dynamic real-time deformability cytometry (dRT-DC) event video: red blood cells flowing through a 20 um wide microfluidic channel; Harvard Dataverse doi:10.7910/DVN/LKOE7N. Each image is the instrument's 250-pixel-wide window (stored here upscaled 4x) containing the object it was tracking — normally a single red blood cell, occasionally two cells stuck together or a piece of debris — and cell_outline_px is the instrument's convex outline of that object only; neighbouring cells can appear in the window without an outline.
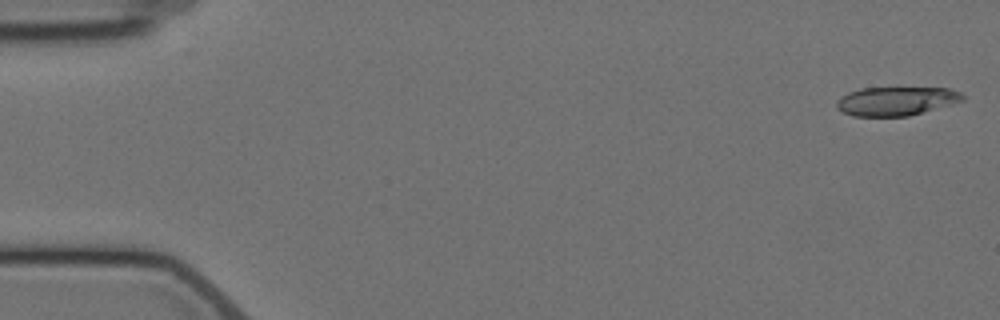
{"species": "Egyptian fruit bat (a non-hibernating species)", "species_latin": "Rousettus aegyptiacus", "temperature_condition": "cold", "stored_images_in_passage": 5, "camera_frame_rate_fps": 3000, "um_per_image_px": 0.085, "animal": {"sex": "female"}, "frame": {"image": 1, "passage_image": 1, "time_ms": 0.0, "image_size_px": [1000, 320], "cell_outline_px": [[964, 100], [908, 116], [852, 116], [836, 108], [836, 100], [840, 96], [848, 92], [860, 88], [952, 88], [960, 92], [964, 96]], "centroid_in_image_um": [76.13, 8.58], "position_along_channel_um": 8.9, "area_um2": 21.1}}
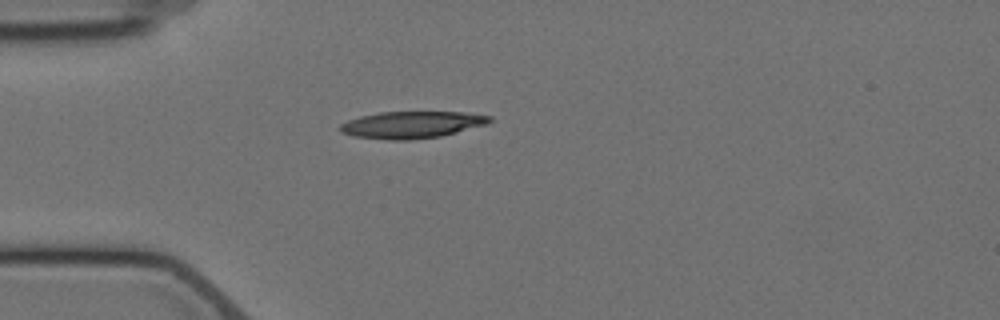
{"frame": {"image": 2, "passage_image": 4, "time_ms": 4.667, "image_size_px": [1000, 320], "cell_outline_px": [[492, 120], [488, 124], [440, 136], [412, 140], [388, 140], [356, 136], [340, 132], [340, 124], [348, 120], [360, 116], [380, 112], [464, 112], [492, 116]], "centroid_in_image_um": [35.01, 10.6], "position_along_channel_um": 50.0, "area_um2": 23.41}}